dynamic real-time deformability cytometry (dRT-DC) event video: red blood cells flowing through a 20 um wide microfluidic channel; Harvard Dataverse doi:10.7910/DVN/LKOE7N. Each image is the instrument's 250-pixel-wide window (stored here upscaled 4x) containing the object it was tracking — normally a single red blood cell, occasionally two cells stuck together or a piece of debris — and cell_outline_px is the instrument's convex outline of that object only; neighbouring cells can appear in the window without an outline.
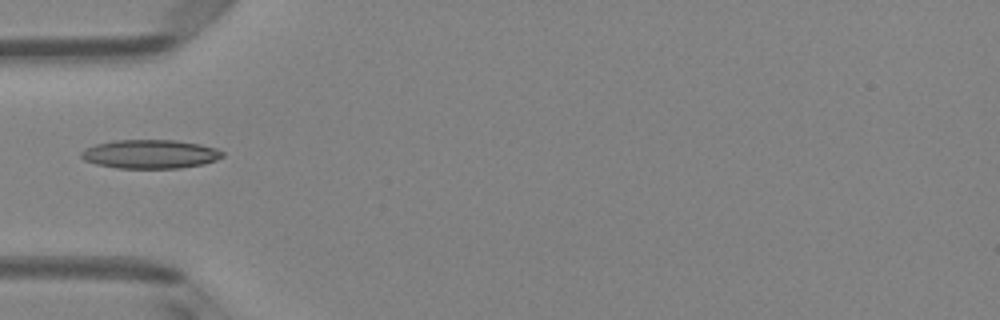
{"species": "Egyptian fruit bat (a non-hibernating species)", "species_latin": "Rousettus aegyptiacus", "temperature_condition": "room temperature", "stored_images_in_passage": 35, "camera_frame_rate_fps": 3000, "um_per_image_px": 0.085, "animal": {"sex": "female"}, "frame": {"image": 1, "passage_image": 1, "time_ms": 0.0, "image_size_px": [1000, 320], "cell_outline_px": [[224, 156], [216, 160], [204, 164], [180, 168], [116, 168], [96, 164], [84, 160], [80, 156], [80, 152], [84, 148], [96, 144], [112, 140], [176, 140], [200, 144], [216, 148], [224, 152]], "centroid_in_image_um": [12.76, 13.09], "position_along_channel_um": 72.2, "area_um2": 23.93}}
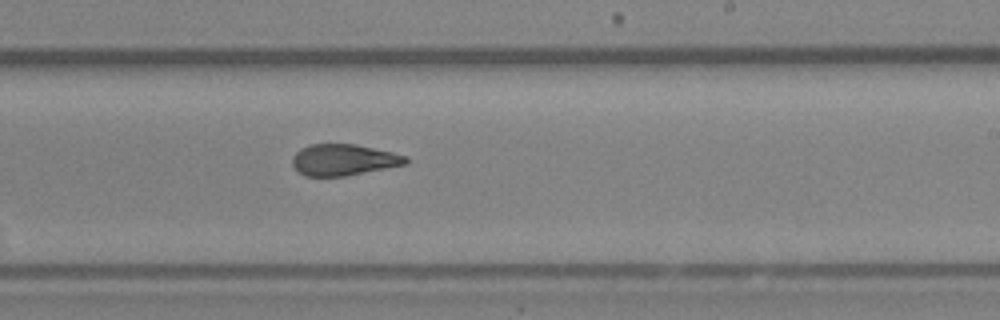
{"frame": {"image": 2, "passage_image": 15, "time_ms": 4.667, "image_size_px": [1000, 320], "cell_outline_px": [[408, 164], [344, 176], [304, 176], [292, 164], [292, 156], [300, 148], [312, 144], [356, 144], [392, 152], [408, 156]], "centroid_in_image_um": [29.22, 13.58], "position_along_channel_um": 259.8, "area_um2": 20.69}}
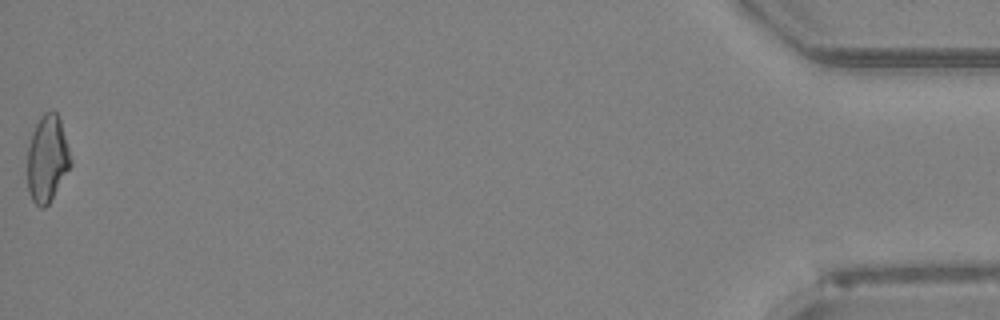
{"frame": {"image": 3, "passage_image": 35, "time_ms": 11.333, "image_size_px": [1000, 320], "cell_outline_px": [[72, 164], [48, 204], [44, 208], [40, 208], [32, 200], [28, 192], [28, 148], [32, 132], [40, 116], [44, 112], [56, 112], [60, 120], [72, 160]], "centroid_in_image_um": [4.01, 13.5], "position_along_channel_um": 431.2, "area_um2": 21.62}}